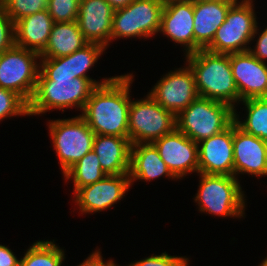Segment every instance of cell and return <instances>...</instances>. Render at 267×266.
<instances>
[{"label":"cell","instance_id":"ba28073f","mask_svg":"<svg viewBox=\"0 0 267 266\" xmlns=\"http://www.w3.org/2000/svg\"><path fill=\"white\" fill-rule=\"evenodd\" d=\"M176 129V115L164 109L149 94L131 100L128 133L131 144L152 143Z\"/></svg>","mask_w":267,"mask_h":266},{"label":"cell","instance_id":"f1b7e54d","mask_svg":"<svg viewBox=\"0 0 267 266\" xmlns=\"http://www.w3.org/2000/svg\"><path fill=\"white\" fill-rule=\"evenodd\" d=\"M80 0H48L50 16L54 22L77 21Z\"/></svg>","mask_w":267,"mask_h":266},{"label":"cell","instance_id":"44dd1931","mask_svg":"<svg viewBox=\"0 0 267 266\" xmlns=\"http://www.w3.org/2000/svg\"><path fill=\"white\" fill-rule=\"evenodd\" d=\"M161 176L177 179L152 143L133 144L129 169L130 183L133 185L136 180L151 181Z\"/></svg>","mask_w":267,"mask_h":266},{"label":"cell","instance_id":"3957f363","mask_svg":"<svg viewBox=\"0 0 267 266\" xmlns=\"http://www.w3.org/2000/svg\"><path fill=\"white\" fill-rule=\"evenodd\" d=\"M185 57L193 70L199 97L227 103L235 109L239 92L232 75L230 54L200 49Z\"/></svg>","mask_w":267,"mask_h":266},{"label":"cell","instance_id":"836d02e7","mask_svg":"<svg viewBox=\"0 0 267 266\" xmlns=\"http://www.w3.org/2000/svg\"><path fill=\"white\" fill-rule=\"evenodd\" d=\"M114 263L113 260L104 261L100 249H95L87 259L77 266H111Z\"/></svg>","mask_w":267,"mask_h":266},{"label":"cell","instance_id":"d4e9b609","mask_svg":"<svg viewBox=\"0 0 267 266\" xmlns=\"http://www.w3.org/2000/svg\"><path fill=\"white\" fill-rule=\"evenodd\" d=\"M106 175L94 150L85 154L63 174L65 181L71 179L74 183V193L83 186L98 182Z\"/></svg>","mask_w":267,"mask_h":266},{"label":"cell","instance_id":"4fadbf2b","mask_svg":"<svg viewBox=\"0 0 267 266\" xmlns=\"http://www.w3.org/2000/svg\"><path fill=\"white\" fill-rule=\"evenodd\" d=\"M152 144L177 179H181L191 172L198 173V143L184 133L175 129L156 139Z\"/></svg>","mask_w":267,"mask_h":266},{"label":"cell","instance_id":"277c9868","mask_svg":"<svg viewBox=\"0 0 267 266\" xmlns=\"http://www.w3.org/2000/svg\"><path fill=\"white\" fill-rule=\"evenodd\" d=\"M234 122L227 103L198 97L176 115V129L195 143L219 134Z\"/></svg>","mask_w":267,"mask_h":266},{"label":"cell","instance_id":"74e56055","mask_svg":"<svg viewBox=\"0 0 267 266\" xmlns=\"http://www.w3.org/2000/svg\"><path fill=\"white\" fill-rule=\"evenodd\" d=\"M164 1H181V0H164Z\"/></svg>","mask_w":267,"mask_h":266},{"label":"cell","instance_id":"e0dca14e","mask_svg":"<svg viewBox=\"0 0 267 266\" xmlns=\"http://www.w3.org/2000/svg\"><path fill=\"white\" fill-rule=\"evenodd\" d=\"M234 176H267V142L245 133L233 122Z\"/></svg>","mask_w":267,"mask_h":266},{"label":"cell","instance_id":"8d00e7d4","mask_svg":"<svg viewBox=\"0 0 267 266\" xmlns=\"http://www.w3.org/2000/svg\"><path fill=\"white\" fill-rule=\"evenodd\" d=\"M192 1H195V2H205V1H216V0H192Z\"/></svg>","mask_w":267,"mask_h":266},{"label":"cell","instance_id":"ffe728a7","mask_svg":"<svg viewBox=\"0 0 267 266\" xmlns=\"http://www.w3.org/2000/svg\"><path fill=\"white\" fill-rule=\"evenodd\" d=\"M132 144L129 138L95 135L93 150L107 175L129 174Z\"/></svg>","mask_w":267,"mask_h":266},{"label":"cell","instance_id":"2e32d148","mask_svg":"<svg viewBox=\"0 0 267 266\" xmlns=\"http://www.w3.org/2000/svg\"><path fill=\"white\" fill-rule=\"evenodd\" d=\"M193 19L192 0L165 1L159 33L185 47V55L195 53Z\"/></svg>","mask_w":267,"mask_h":266},{"label":"cell","instance_id":"d6986e66","mask_svg":"<svg viewBox=\"0 0 267 266\" xmlns=\"http://www.w3.org/2000/svg\"><path fill=\"white\" fill-rule=\"evenodd\" d=\"M236 1H193L195 52L205 49L212 42L217 29L225 22L228 10Z\"/></svg>","mask_w":267,"mask_h":266},{"label":"cell","instance_id":"7402d4cb","mask_svg":"<svg viewBox=\"0 0 267 266\" xmlns=\"http://www.w3.org/2000/svg\"><path fill=\"white\" fill-rule=\"evenodd\" d=\"M54 20L43 10L26 16L15 23V45L41 53L49 40Z\"/></svg>","mask_w":267,"mask_h":266},{"label":"cell","instance_id":"8fae6325","mask_svg":"<svg viewBox=\"0 0 267 266\" xmlns=\"http://www.w3.org/2000/svg\"><path fill=\"white\" fill-rule=\"evenodd\" d=\"M164 109L177 115L199 97L193 70L188 64L170 70L148 93Z\"/></svg>","mask_w":267,"mask_h":266},{"label":"cell","instance_id":"e575fe53","mask_svg":"<svg viewBox=\"0 0 267 266\" xmlns=\"http://www.w3.org/2000/svg\"><path fill=\"white\" fill-rule=\"evenodd\" d=\"M115 10L124 8L129 5L133 0H106Z\"/></svg>","mask_w":267,"mask_h":266},{"label":"cell","instance_id":"5bb4252c","mask_svg":"<svg viewBox=\"0 0 267 266\" xmlns=\"http://www.w3.org/2000/svg\"><path fill=\"white\" fill-rule=\"evenodd\" d=\"M198 173L234 176L233 123L198 143Z\"/></svg>","mask_w":267,"mask_h":266},{"label":"cell","instance_id":"9c48e42d","mask_svg":"<svg viewBox=\"0 0 267 266\" xmlns=\"http://www.w3.org/2000/svg\"><path fill=\"white\" fill-rule=\"evenodd\" d=\"M164 0H133L114 11L111 41L119 38L143 37L157 34L161 27Z\"/></svg>","mask_w":267,"mask_h":266},{"label":"cell","instance_id":"4316f807","mask_svg":"<svg viewBox=\"0 0 267 266\" xmlns=\"http://www.w3.org/2000/svg\"><path fill=\"white\" fill-rule=\"evenodd\" d=\"M0 6L14 23L48 8V0H1Z\"/></svg>","mask_w":267,"mask_h":266},{"label":"cell","instance_id":"7c38bea8","mask_svg":"<svg viewBox=\"0 0 267 266\" xmlns=\"http://www.w3.org/2000/svg\"><path fill=\"white\" fill-rule=\"evenodd\" d=\"M131 186L129 174L106 175L98 182L79 188L73 198L81 214L101 212L119 202Z\"/></svg>","mask_w":267,"mask_h":266},{"label":"cell","instance_id":"ac0fdd59","mask_svg":"<svg viewBox=\"0 0 267 266\" xmlns=\"http://www.w3.org/2000/svg\"><path fill=\"white\" fill-rule=\"evenodd\" d=\"M114 11L106 0H80L77 22L88 43L108 48Z\"/></svg>","mask_w":267,"mask_h":266},{"label":"cell","instance_id":"d6a6232c","mask_svg":"<svg viewBox=\"0 0 267 266\" xmlns=\"http://www.w3.org/2000/svg\"><path fill=\"white\" fill-rule=\"evenodd\" d=\"M0 266H20V260L5 245L0 244Z\"/></svg>","mask_w":267,"mask_h":266},{"label":"cell","instance_id":"7a4b0ae2","mask_svg":"<svg viewBox=\"0 0 267 266\" xmlns=\"http://www.w3.org/2000/svg\"><path fill=\"white\" fill-rule=\"evenodd\" d=\"M133 79L132 73L114 76L92 90L80 116L96 135L129 138L130 86Z\"/></svg>","mask_w":267,"mask_h":266},{"label":"cell","instance_id":"1f68e13d","mask_svg":"<svg viewBox=\"0 0 267 266\" xmlns=\"http://www.w3.org/2000/svg\"><path fill=\"white\" fill-rule=\"evenodd\" d=\"M259 37L256 41L255 47L252 49H249V52L256 57L258 60L262 62L267 61V26L266 28L262 31V33L259 32Z\"/></svg>","mask_w":267,"mask_h":266},{"label":"cell","instance_id":"f546056e","mask_svg":"<svg viewBox=\"0 0 267 266\" xmlns=\"http://www.w3.org/2000/svg\"><path fill=\"white\" fill-rule=\"evenodd\" d=\"M15 45V23L0 6V54Z\"/></svg>","mask_w":267,"mask_h":266},{"label":"cell","instance_id":"cb8c5ba5","mask_svg":"<svg viewBox=\"0 0 267 266\" xmlns=\"http://www.w3.org/2000/svg\"><path fill=\"white\" fill-rule=\"evenodd\" d=\"M247 116L242 120L234 109V122L245 133L267 142V98H251L242 102Z\"/></svg>","mask_w":267,"mask_h":266},{"label":"cell","instance_id":"5b68a950","mask_svg":"<svg viewBox=\"0 0 267 266\" xmlns=\"http://www.w3.org/2000/svg\"><path fill=\"white\" fill-rule=\"evenodd\" d=\"M200 175L195 203L200 212L219 217H244L245 194L235 176Z\"/></svg>","mask_w":267,"mask_h":266},{"label":"cell","instance_id":"8992f818","mask_svg":"<svg viewBox=\"0 0 267 266\" xmlns=\"http://www.w3.org/2000/svg\"><path fill=\"white\" fill-rule=\"evenodd\" d=\"M257 25L253 0H237L205 49L221 54L249 51L251 47L247 45H250L259 32Z\"/></svg>","mask_w":267,"mask_h":266},{"label":"cell","instance_id":"603a6c76","mask_svg":"<svg viewBox=\"0 0 267 266\" xmlns=\"http://www.w3.org/2000/svg\"><path fill=\"white\" fill-rule=\"evenodd\" d=\"M87 44L77 21L54 22L48 43L40 53V58L68 56Z\"/></svg>","mask_w":267,"mask_h":266},{"label":"cell","instance_id":"83f0119b","mask_svg":"<svg viewBox=\"0 0 267 266\" xmlns=\"http://www.w3.org/2000/svg\"><path fill=\"white\" fill-rule=\"evenodd\" d=\"M22 115H29L28 103L14 91L0 87V121Z\"/></svg>","mask_w":267,"mask_h":266},{"label":"cell","instance_id":"30bf717a","mask_svg":"<svg viewBox=\"0 0 267 266\" xmlns=\"http://www.w3.org/2000/svg\"><path fill=\"white\" fill-rule=\"evenodd\" d=\"M40 54L14 45L0 54V87L14 91L27 103L34 94Z\"/></svg>","mask_w":267,"mask_h":266},{"label":"cell","instance_id":"52a82bcc","mask_svg":"<svg viewBox=\"0 0 267 266\" xmlns=\"http://www.w3.org/2000/svg\"><path fill=\"white\" fill-rule=\"evenodd\" d=\"M48 124L53 149L56 151L64 174L85 154L93 150L96 134L80 115L71 119L49 120Z\"/></svg>","mask_w":267,"mask_h":266},{"label":"cell","instance_id":"6da1fadb","mask_svg":"<svg viewBox=\"0 0 267 266\" xmlns=\"http://www.w3.org/2000/svg\"><path fill=\"white\" fill-rule=\"evenodd\" d=\"M106 48L88 43L82 49L59 58H40L37 84L28 103V116L44 114L52 109L79 108L82 112L92 90L112 78L96 81L87 72Z\"/></svg>","mask_w":267,"mask_h":266},{"label":"cell","instance_id":"484cf974","mask_svg":"<svg viewBox=\"0 0 267 266\" xmlns=\"http://www.w3.org/2000/svg\"><path fill=\"white\" fill-rule=\"evenodd\" d=\"M64 249L53 241H36L20 258V266H62L65 260Z\"/></svg>","mask_w":267,"mask_h":266},{"label":"cell","instance_id":"9a60e30c","mask_svg":"<svg viewBox=\"0 0 267 266\" xmlns=\"http://www.w3.org/2000/svg\"><path fill=\"white\" fill-rule=\"evenodd\" d=\"M232 75L239 92V102L267 98V64L249 51L230 54Z\"/></svg>","mask_w":267,"mask_h":266},{"label":"cell","instance_id":"d590c367","mask_svg":"<svg viewBox=\"0 0 267 266\" xmlns=\"http://www.w3.org/2000/svg\"><path fill=\"white\" fill-rule=\"evenodd\" d=\"M258 266H267V262H266L265 260H263V261L260 263V265H258Z\"/></svg>","mask_w":267,"mask_h":266},{"label":"cell","instance_id":"4dcf8cb0","mask_svg":"<svg viewBox=\"0 0 267 266\" xmlns=\"http://www.w3.org/2000/svg\"><path fill=\"white\" fill-rule=\"evenodd\" d=\"M189 262L190 260L185 256H171L163 252L160 255L152 254L131 264L133 266H186Z\"/></svg>","mask_w":267,"mask_h":266}]
</instances>
